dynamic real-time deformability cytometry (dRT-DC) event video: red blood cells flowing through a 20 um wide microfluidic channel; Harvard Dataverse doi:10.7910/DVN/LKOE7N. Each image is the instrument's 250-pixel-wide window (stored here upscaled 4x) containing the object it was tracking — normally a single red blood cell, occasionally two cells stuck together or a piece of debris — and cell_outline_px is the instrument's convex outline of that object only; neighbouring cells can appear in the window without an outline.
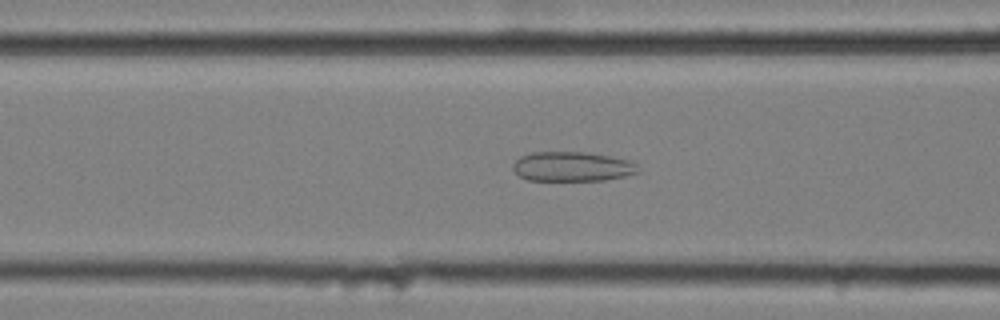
{"species": "common noctule bat (a hibernating species)", "species_latin": "Nyctalus noctula", "temperature_condition": "cold", "stored_images_in_passage": 58, "camera_frame_rate_fps": 3000, "um_per_image_px": 0.085, "animal": {"sex": "female", "body_mass_g": 25.1}, "frame": {"image": 1, "passage_image": 23, "time_ms": 7.333, "image_size_px": [1000, 320], "cell_outline_px": [[640, 172], [624, 176], [604, 180], [528, 180], [520, 176], [512, 168], [512, 164], [520, 156], [532, 152], [584, 152], [608, 156], [628, 160], [636, 164]], "centroid_in_image_um": [48.61, 14.15], "position_along_channel_um": 118.0, "area_um2": 21.44}}
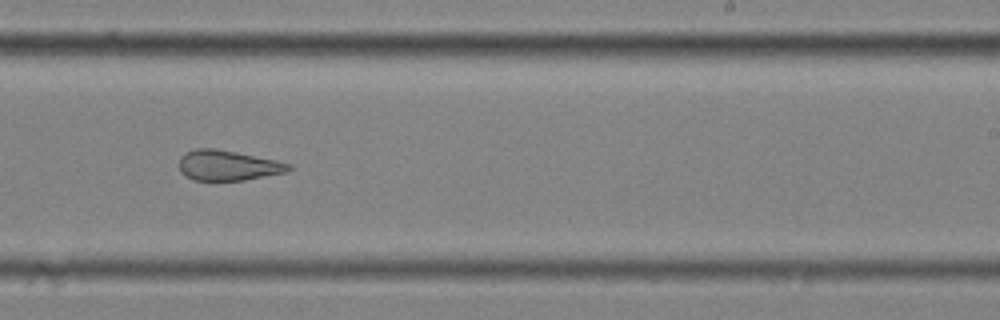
{"frame": {"image": 2, "passage_image": 36, "time_ms": 11.667, "image_size_px": [1000, 320], "cell_outline_px": [[292, 168], [284, 172], [244, 180], [192, 180], [180, 172], [180, 156], [184, 152], [196, 148], [216, 148], [276, 160], [292, 164]], "centroid_in_image_um": [19.33, 14.05], "position_along_channel_um": 269.7, "area_um2": 19.25}}
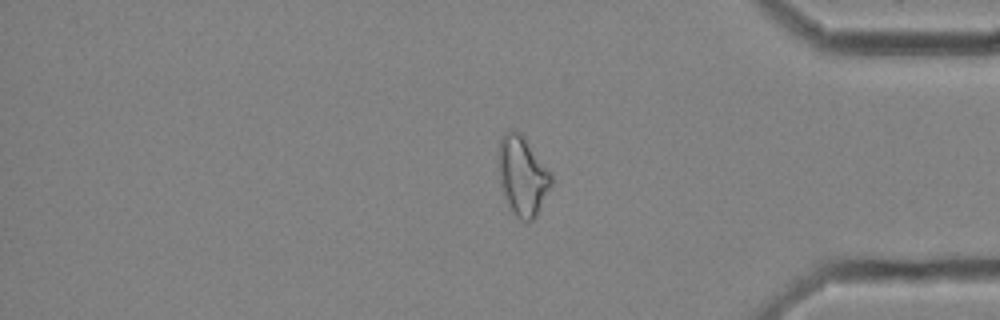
{"frame": {"image": 3, "passage_image": 48, "time_ms": 15.667, "image_size_px": [1000, 320], "cell_outline_px": [[552, 184], [536, 216], [528, 224], [520, 220], [508, 208], [500, 184], [500, 140], [504, 132], [512, 128], [520, 132], [524, 136], [552, 172]], "centroid_in_image_um": [44.44, 14.96], "position_along_channel_um": 390.8, "area_um2": 24.57}, "authors_computed_cell_mechanics": {"area_um2": 26.0678, "velocity_mm_per_s": 3.5063, "shape_relaxation_time_tau1_ms": null, "shape_relaxation_time_tau2_ms": 2.3348, "deformation_change_tau1": null, "deformation_change_tau2": 0.1112}}